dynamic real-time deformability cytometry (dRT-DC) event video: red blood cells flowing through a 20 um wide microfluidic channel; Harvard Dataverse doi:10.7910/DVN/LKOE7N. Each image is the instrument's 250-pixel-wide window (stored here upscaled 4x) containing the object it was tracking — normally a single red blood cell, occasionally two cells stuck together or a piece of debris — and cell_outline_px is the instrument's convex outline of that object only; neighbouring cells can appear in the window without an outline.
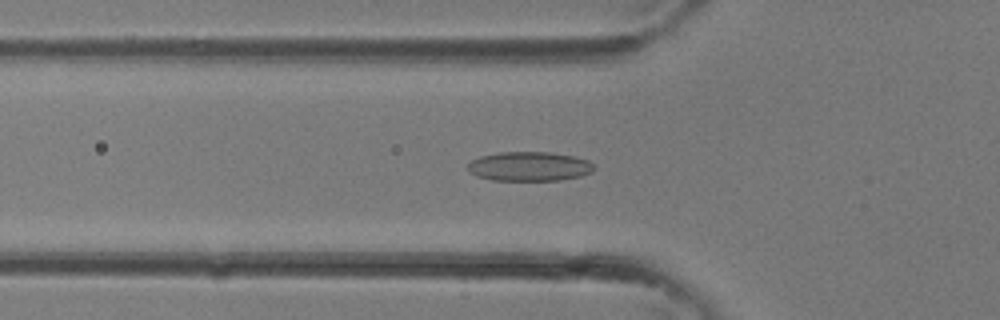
{"species": "common noctule bat (a hibernating species)", "species_latin": "Nyctalus noctula", "temperature_condition": "room temperature", "stored_images_in_passage": 34, "camera_frame_rate_fps": 3000, "um_per_image_px": 0.085, "animal": {"sex": "female"}, "frame": {"image": 1, "passage_image": 12, "time_ms": 3.667, "image_size_px": [1000, 320], "cell_outline_px": [[596, 168], [592, 172], [580, 176], [560, 180], [492, 180], [476, 176], [468, 172], [468, 164], [472, 160], [480, 156], [500, 152], [552, 152], [572, 156], [588, 160]], "centroid_in_image_um": [44.98, 14.14], "position_along_channel_um": 80.8, "area_um2": 21.62}}
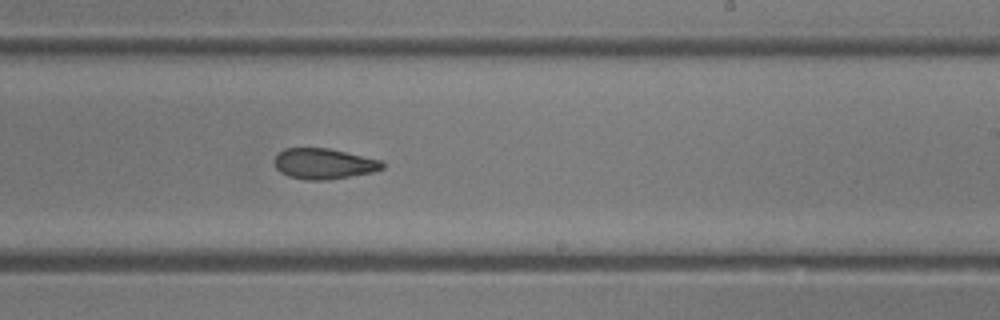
{"frame": {"image": 2, "passage_image": 21, "time_ms": 6.667, "image_size_px": [1000, 320], "cell_outline_px": [[384, 168], [372, 172], [324, 180], [304, 180], [288, 176], [280, 172], [276, 168], [276, 156], [284, 148], [328, 148], [380, 160], [384, 164]], "centroid_in_image_um": [27.51, 13.92], "position_along_channel_um": 261.5, "area_um2": 18.96}}
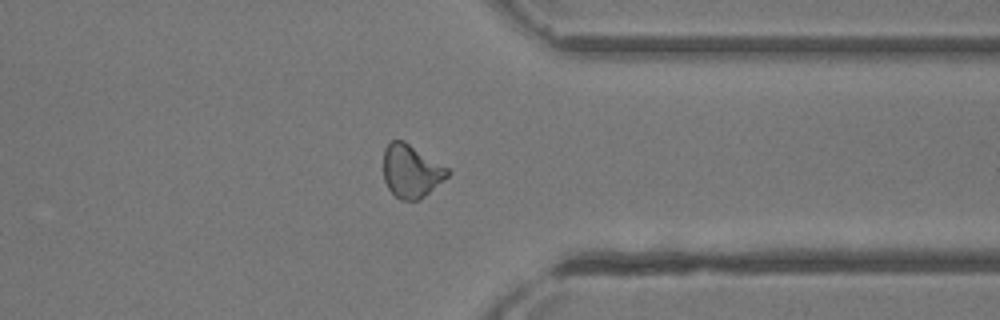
{"frame": {"image": 3, "passage_image": 27, "time_ms": 8.667, "image_size_px": [1000, 320], "cell_outline_px": [[452, 172], [444, 180], [420, 200], [400, 200], [388, 188], [384, 180], [384, 148], [392, 140], [404, 140], [448, 168]], "centroid_in_image_um": [34.96, 14.55], "position_along_channel_um": 376.4, "area_um2": 19.83}}